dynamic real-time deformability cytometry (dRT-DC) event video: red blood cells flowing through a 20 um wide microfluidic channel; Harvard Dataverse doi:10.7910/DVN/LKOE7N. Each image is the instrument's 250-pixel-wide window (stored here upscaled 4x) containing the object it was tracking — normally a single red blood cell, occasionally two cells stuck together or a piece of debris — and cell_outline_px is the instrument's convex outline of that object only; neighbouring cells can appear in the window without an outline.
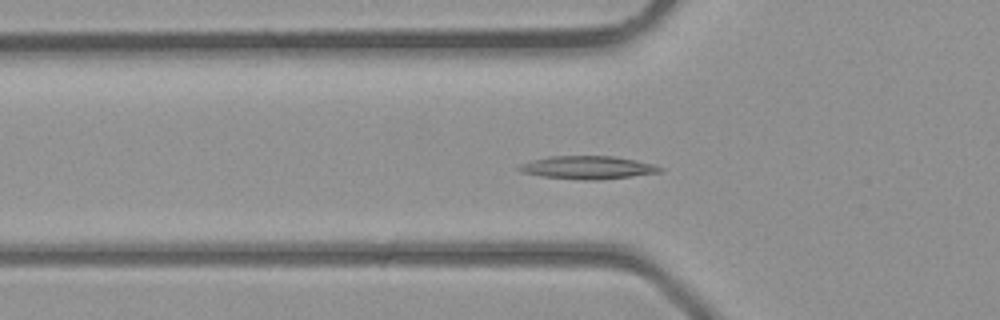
{"species": "common noctule bat (a hibernating species)", "species_latin": "Nyctalus noctula", "temperature_condition": "room temperature", "stored_images_in_passage": 41, "camera_frame_rate_fps": 3000, "um_per_image_px": 0.085, "animal": {"sex": "male", "body_mass_g": 23.1, "forearm_length_mm": 52.7}, "frame": {"image": 1, "passage_image": 14, "time_ms": 4.333, "image_size_px": [1000, 320], "cell_outline_px": [[664, 172], [632, 176], [596, 180], [584, 180], [540, 176], [520, 172], [516, 168], [520, 164], [532, 160], [548, 156], [612, 156], [636, 160], [656, 164], [664, 168]], "centroid_in_image_um": [49.98, 14.24], "position_along_channel_um": 75.8, "area_um2": 19.13}}
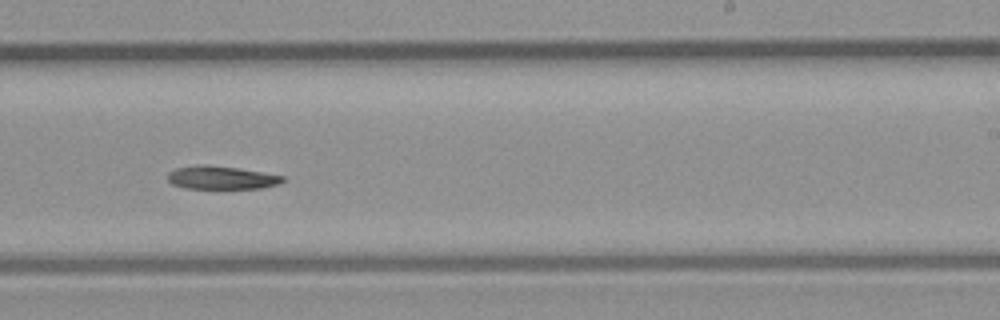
{"frame": {"image": 2, "passage_image": 25, "time_ms": 8.0, "image_size_px": [1000, 320], "cell_outline_px": [[288, 180], [280, 184], [260, 188], [184, 188], [172, 184], [168, 180], [168, 172], [176, 168], [196, 164], [208, 164], [236, 168], [284, 176]], "centroid_in_image_um": [18.82, 15.09], "position_along_channel_um": 270.2, "area_um2": 15.61}}
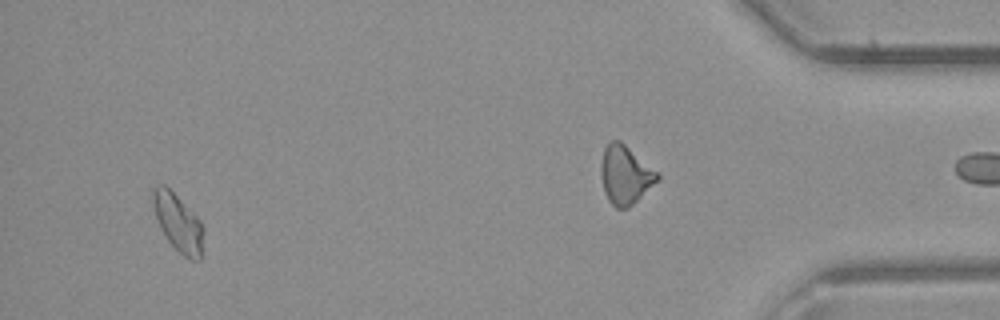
{"frame": {"image": 3, "passage_image": 38, "time_ms": 12.333, "image_size_px": [1000, 320], "cell_outline_px": [[204, 232], [200, 260], [192, 260], [184, 256], [168, 240], [160, 228], [156, 216], [152, 200], [152, 188], [156, 184], [164, 184], [200, 220], [204, 228]], "centroid_in_image_um": [15.13, 18.92], "position_along_channel_um": 420.1, "area_um2": 16.65}}